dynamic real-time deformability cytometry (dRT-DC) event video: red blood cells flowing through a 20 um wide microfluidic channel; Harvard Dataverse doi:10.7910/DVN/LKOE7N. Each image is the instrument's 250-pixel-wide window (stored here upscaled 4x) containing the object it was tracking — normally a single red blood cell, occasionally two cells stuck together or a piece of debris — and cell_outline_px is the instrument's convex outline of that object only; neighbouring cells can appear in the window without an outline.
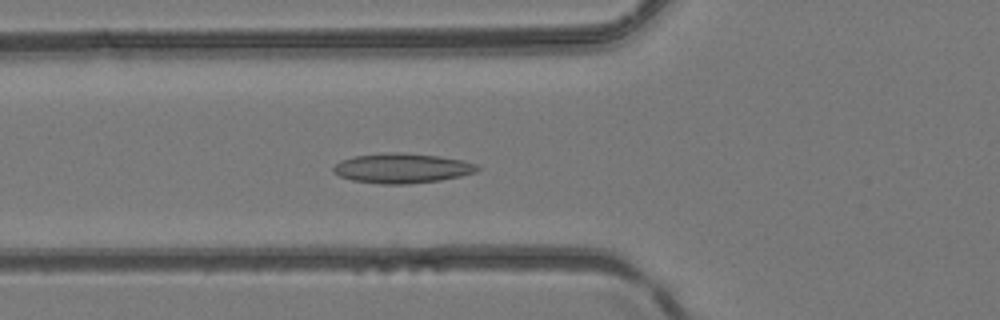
{"species": "common noctule bat (a hibernating species)", "species_latin": "Nyctalus noctula", "temperature_condition": "room temperature", "stored_images_in_passage": 47, "camera_frame_rate_fps": 3000, "um_per_image_px": 0.085, "animal": {"sex": "female", "body_mass_g": 24.6, "forearm_length_mm": 56.2}, "frame": {"image": 1, "passage_image": 17, "time_ms": 5.333, "image_size_px": [1000, 320], "cell_outline_px": [[480, 168], [476, 172], [460, 176], [440, 180], [408, 184], [380, 184], [352, 180], [340, 176], [332, 172], [332, 168], [340, 160], [352, 156], [388, 152], [400, 152], [440, 156], [464, 160], [476, 164]], "centroid_in_image_um": [34.16, 14.29], "position_along_channel_um": 91.6, "area_um2": 25.2}}
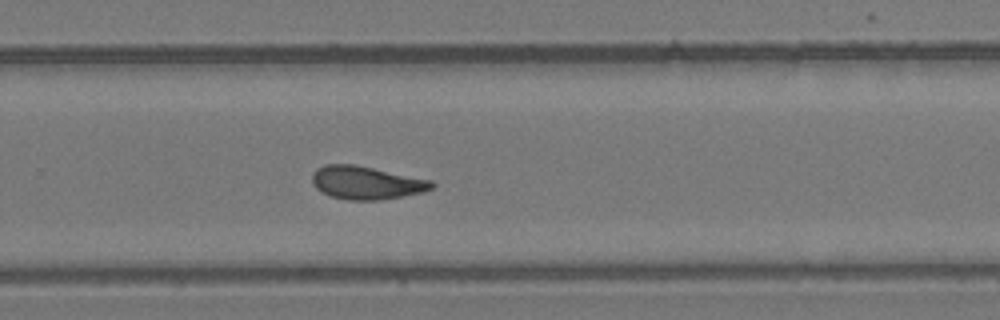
{"frame": {"image": 2, "passage_image": 31, "time_ms": 10.0, "image_size_px": [1000, 320], "cell_outline_px": [[436, 184], [432, 188], [420, 192], [380, 200], [348, 200], [328, 196], [320, 192], [312, 184], [312, 172], [316, 168], [324, 164], [356, 164], [432, 180]], "centroid_in_image_um": [31.07, 15.52], "position_along_channel_um": 298.7, "area_um2": 23.29}}
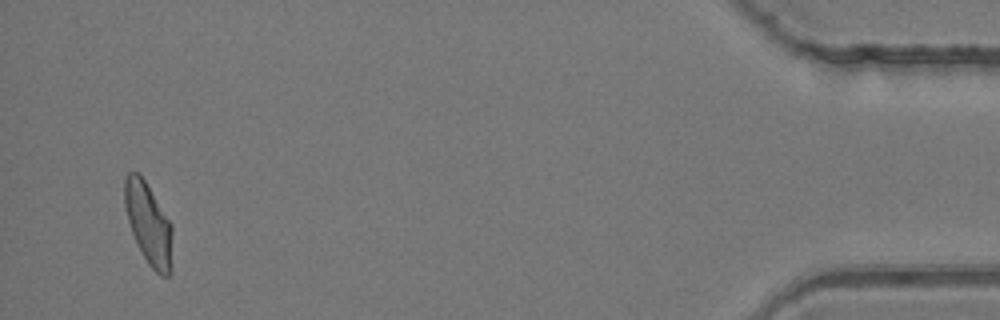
{"frame": {"image": 3, "passage_image": 45, "time_ms": 14.667, "image_size_px": [1000, 320], "cell_outline_px": [[172, 272], [168, 276], [160, 276], [148, 264], [132, 232], [128, 220], [124, 204], [124, 176], [128, 172], [140, 172], [172, 224]], "centroid_in_image_um": [12.64, 19.0], "position_along_channel_um": 422.6, "area_um2": 22.89}}